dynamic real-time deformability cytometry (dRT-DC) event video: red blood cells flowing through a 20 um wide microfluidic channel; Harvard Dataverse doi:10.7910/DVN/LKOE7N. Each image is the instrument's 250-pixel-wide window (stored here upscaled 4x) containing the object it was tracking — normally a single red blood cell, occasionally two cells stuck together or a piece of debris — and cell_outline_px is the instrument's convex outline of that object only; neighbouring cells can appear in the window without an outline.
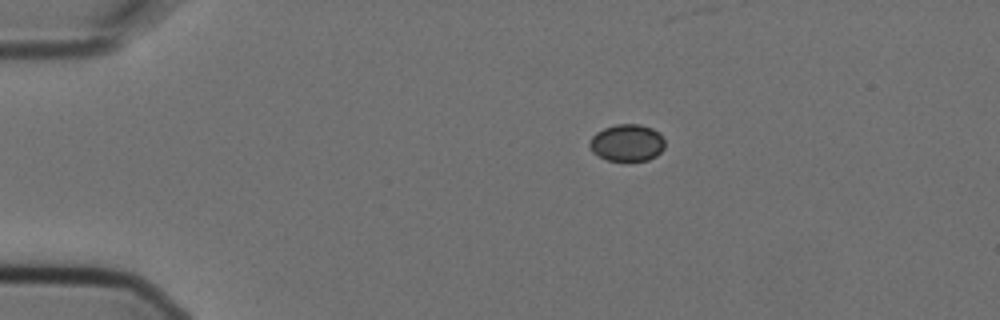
{"species": "Egyptian fruit bat (a non-hibernating species)", "species_latin": "Rousettus aegyptiacus", "temperature_condition": "cold", "stored_images_in_passage": 7, "camera_frame_rate_fps": 3000, "um_per_image_px": 0.085, "animal": {"sex": "female"}, "frame": {"image": 1, "passage_image": 1, "time_ms": 0.0, "image_size_px": [1000, 320], "cell_outline_px": [[664, 148], [656, 156], [648, 160], [608, 160], [592, 152], [588, 144], [592, 136], [596, 132], [604, 128], [616, 124], [640, 124], [652, 128], [664, 140]], "centroid_in_image_um": [53.28, 12.13], "position_along_channel_um": 31.7, "area_um2": 16.07}}
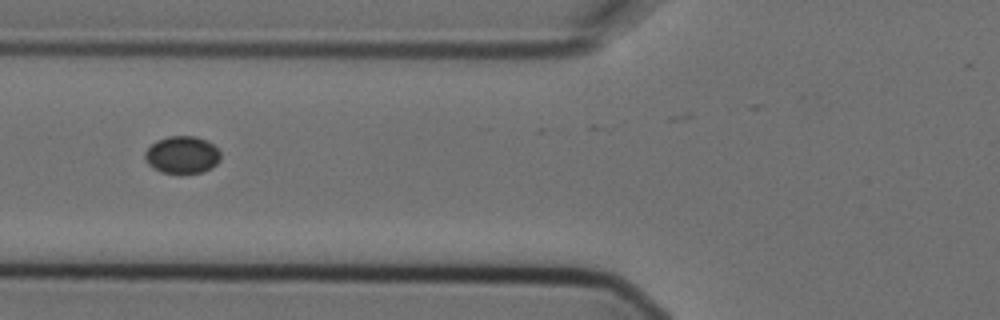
{"frame": {"image": 2, "passage_image": 4, "time_ms": 1.0, "image_size_px": [1000, 320], "cell_outline_px": [[220, 160], [216, 164], [200, 172], [180, 176], [160, 172], [152, 168], [144, 160], [144, 152], [156, 140], [168, 136], [196, 136], [208, 140], [220, 152]], "centroid_in_image_um": [15.44, 13.19], "position_along_channel_um": 110.4, "area_um2": 16.94}}
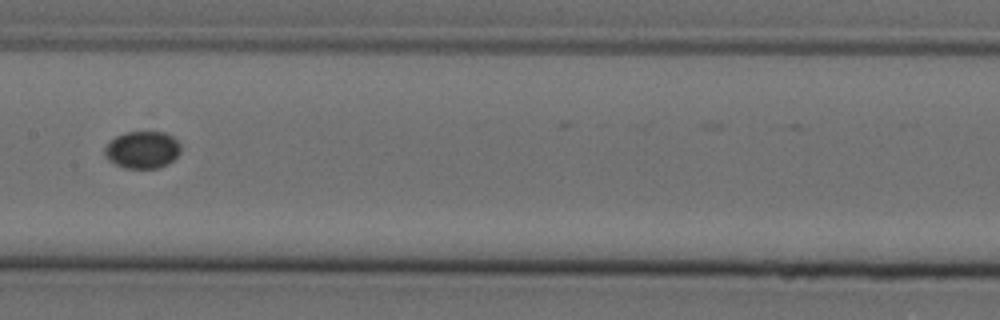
{"frame": {"image": 3, "passage_image": 6, "time_ms": 1.667, "image_size_px": [1000, 320], "cell_outline_px": [[180, 152], [168, 164], [160, 168], [124, 168], [108, 160], [104, 156], [104, 148], [116, 136], [124, 132], [164, 132], [172, 136], [180, 144]], "centroid_in_image_um": [12.09, 12.74], "position_along_channel_um": 195.3, "area_um2": 16.47}}